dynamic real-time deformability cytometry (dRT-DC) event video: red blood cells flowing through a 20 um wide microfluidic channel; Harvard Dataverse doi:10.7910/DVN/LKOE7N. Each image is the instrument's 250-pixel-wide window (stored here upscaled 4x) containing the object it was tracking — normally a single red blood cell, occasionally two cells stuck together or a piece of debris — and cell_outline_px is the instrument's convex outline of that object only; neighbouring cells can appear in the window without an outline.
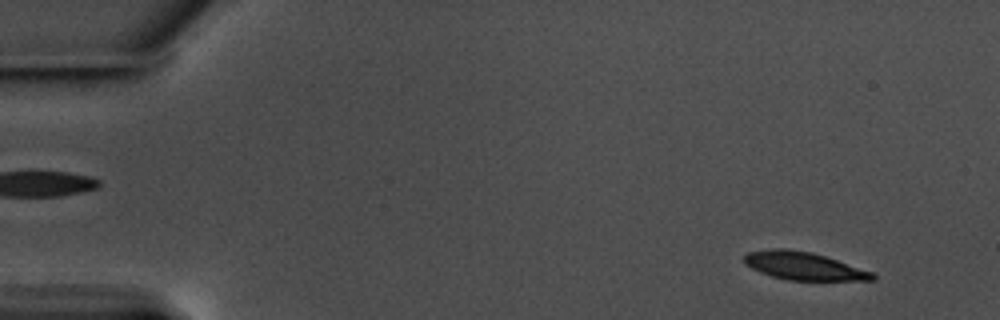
{"species": "common noctule bat (a hibernating species)", "species_latin": "Nyctalus noctula", "temperature_condition": "warm", "stored_images_in_passage": 29, "camera_frame_rate_fps": 3000, "um_per_image_px": 0.085, "animal": {"sex": "male", "body_mass_g": 17.5, "forearm_length_mm": 52.3}, "frame": {"image": 1, "passage_image": 5, "time_ms": 1.333, "image_size_px": [1000, 320], "cell_outline_px": [[876, 280], [788, 280], [772, 276], [760, 272], [744, 264], [744, 256], [748, 252], [772, 248], [784, 248], [812, 252], [872, 272], [876, 276]], "centroid_in_image_um": [68.27, 22.6], "position_along_channel_um": 16.7, "area_um2": 20.63}}
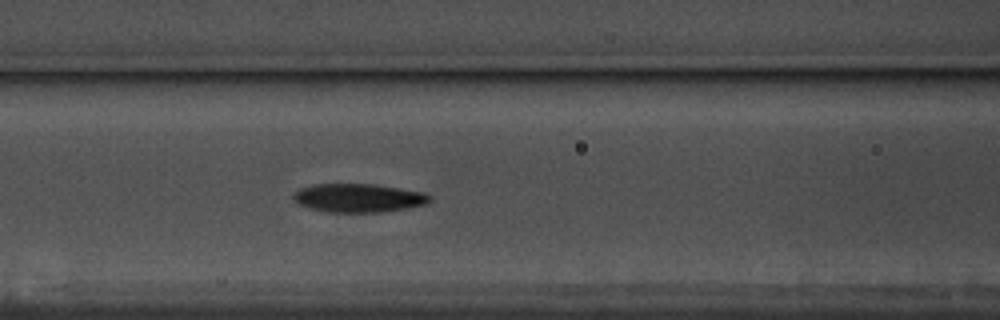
{"frame": {"image": 2, "passage_image": 25, "time_ms": 8.0, "image_size_px": [1000, 320], "cell_outline_px": [[432, 200], [424, 204], [404, 208], [380, 212], [328, 212], [308, 208], [292, 200], [292, 196], [300, 188], [316, 184], [376, 184], [424, 192], [432, 196]], "centroid_in_image_um": [30.46, 16.82], "position_along_channel_um": 136.1, "area_um2": 22.66}}
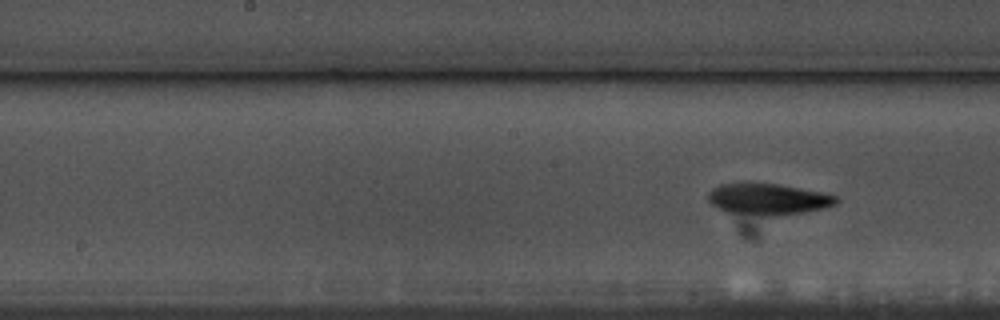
{"frame": {"image": 3, "passage_image": 29, "time_ms": 9.333, "image_size_px": [1000, 320], "cell_outline_px": [[840, 200], [836, 204], [824, 208], [804, 212], [772, 216], [760, 216], [724, 212], [712, 204], [708, 200], [708, 192], [712, 188], [720, 184], [744, 180], [776, 184], [800, 188], [840, 196]], "centroid_in_image_um": [65.23, 16.9], "position_along_channel_um": 183.0, "area_um2": 24.16}}